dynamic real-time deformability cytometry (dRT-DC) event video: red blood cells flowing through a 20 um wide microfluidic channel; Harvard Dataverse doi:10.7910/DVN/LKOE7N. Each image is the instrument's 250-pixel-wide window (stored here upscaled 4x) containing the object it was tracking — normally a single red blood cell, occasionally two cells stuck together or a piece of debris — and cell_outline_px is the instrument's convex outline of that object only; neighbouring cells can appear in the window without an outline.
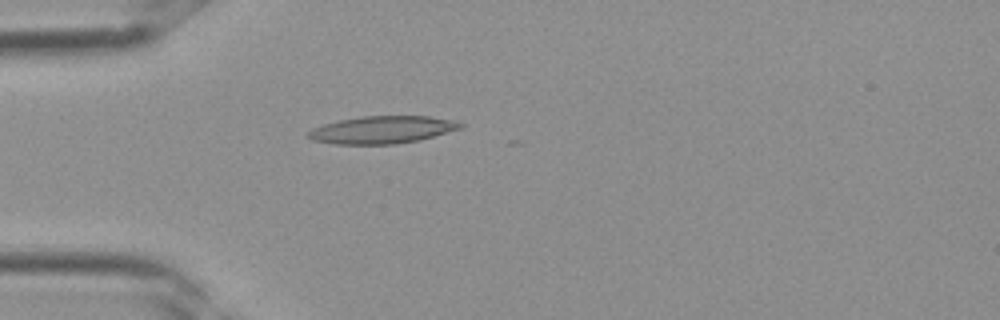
{"species": "Egyptian fruit bat (a non-hibernating species)", "species_latin": "Rousettus aegyptiacus", "temperature_condition": "room temperature", "stored_images_in_passage": 30, "camera_frame_rate_fps": 3000, "um_per_image_px": 0.085, "frame": {"image": 1, "passage_image": 10, "time_ms": 3.0, "image_size_px": [1000, 320], "cell_outline_px": [[464, 128], [420, 140], [396, 144], [332, 144], [312, 140], [304, 136], [312, 128], [324, 124], [340, 120], [360, 116], [428, 116], [456, 120], [464, 124]], "centroid_in_image_um": [32.51, 11.03], "position_along_channel_um": 52.5, "area_um2": 24.68}}
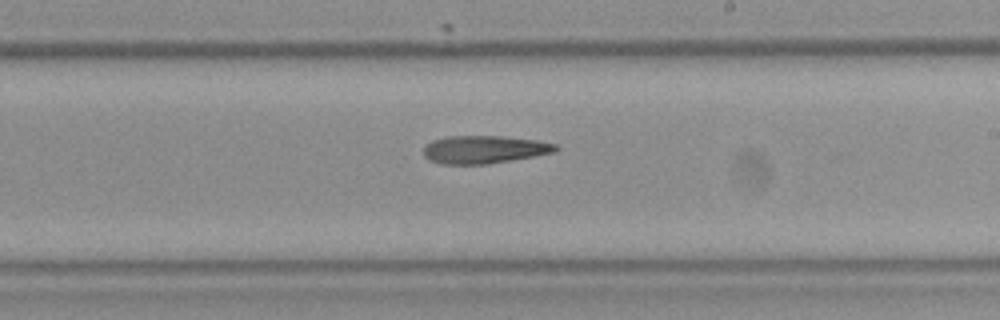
{"frame": {"image": 2, "passage_image": 21, "time_ms": 6.667, "image_size_px": [1000, 320], "cell_outline_px": [[560, 148], [556, 152], [484, 164], [440, 164], [428, 160], [424, 156], [424, 148], [432, 140], [448, 136], [504, 136], [536, 140], [556, 144]], "centroid_in_image_um": [41.14, 12.7], "position_along_channel_um": 247.9, "area_um2": 21.33}}
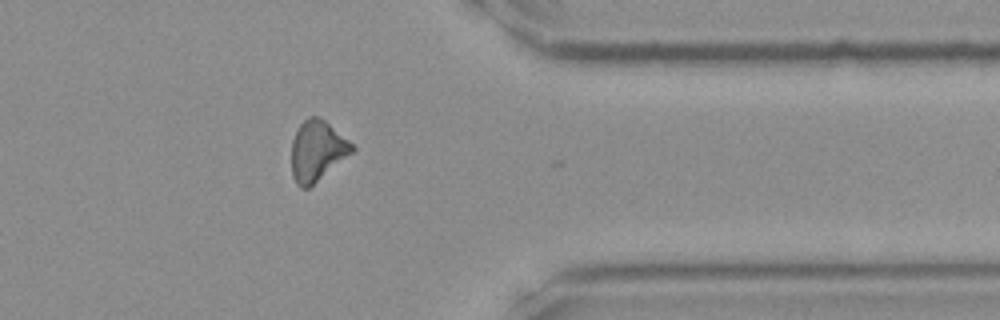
{"frame": {"image": 3, "passage_image": 29, "time_ms": 9.333, "image_size_px": [1000, 320], "cell_outline_px": [[356, 148], [352, 152], [308, 188], [300, 188], [296, 184], [292, 176], [292, 140], [300, 124], [308, 116], [316, 116], [324, 120], [348, 140]], "centroid_in_image_um": [26.93, 12.82], "position_along_channel_um": 384.5, "area_um2": 20.87}}